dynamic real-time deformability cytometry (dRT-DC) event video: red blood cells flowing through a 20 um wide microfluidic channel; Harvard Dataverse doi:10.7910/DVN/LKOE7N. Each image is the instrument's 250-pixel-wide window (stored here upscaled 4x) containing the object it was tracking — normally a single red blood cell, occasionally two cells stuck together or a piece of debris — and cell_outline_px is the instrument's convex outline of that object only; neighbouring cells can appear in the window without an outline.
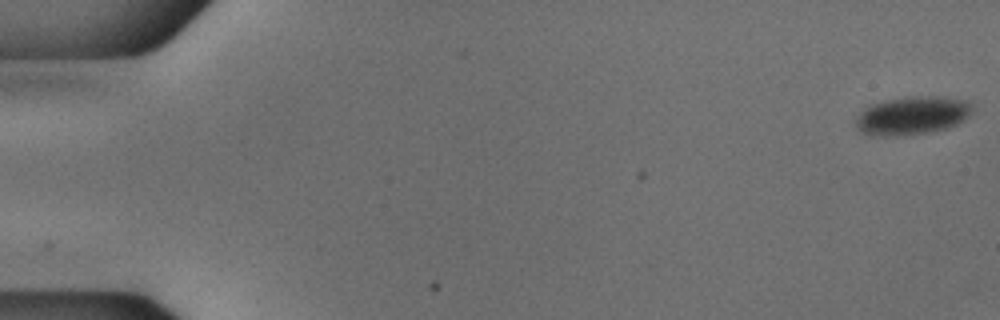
{"species": "common noctule bat (a hibernating species)", "species_latin": "Nyctalus noctula", "temperature_condition": "cold", "stored_images_in_passage": 13, "camera_frame_rate_fps": 3000, "um_per_image_px": 0.085, "animal": {"sex": "male", "body_mass_g": 18.8}, "frame": {"image": 1, "passage_image": 1, "time_ms": 0.0, "image_size_px": [1000, 320], "cell_outline_px": [[972, 112], [964, 120], [948, 128], [924, 132], [888, 136], [872, 136], [860, 132], [856, 124], [856, 120], [860, 112], [872, 104], [888, 100], [908, 96], [936, 96], [968, 100], [972, 104]], "centroid_in_image_um": [77.56, 9.81], "position_along_channel_um": 7.4, "area_um2": 25.78}}